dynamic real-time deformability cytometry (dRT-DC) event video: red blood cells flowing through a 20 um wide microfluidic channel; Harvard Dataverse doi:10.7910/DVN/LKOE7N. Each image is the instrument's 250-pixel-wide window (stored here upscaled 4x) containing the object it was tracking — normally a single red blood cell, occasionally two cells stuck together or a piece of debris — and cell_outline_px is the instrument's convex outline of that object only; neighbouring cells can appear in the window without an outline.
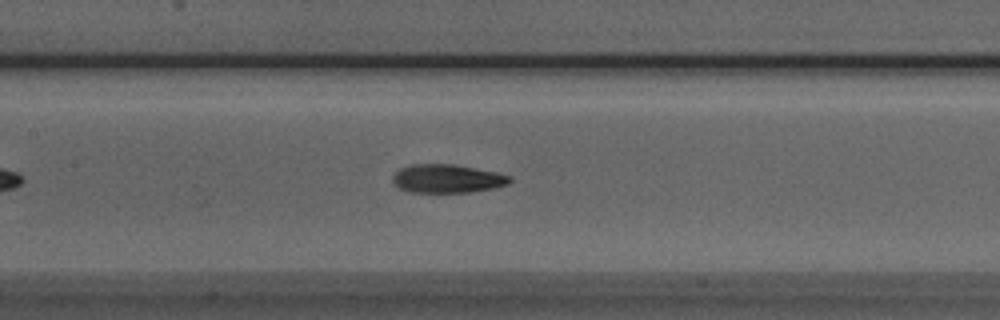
{"species": "Egyptian fruit bat (a non-hibernating species)", "species_latin": "Rousettus aegyptiacus", "temperature_condition": "room temperature", "stored_images_in_passage": 28, "camera_frame_rate_fps": 3000, "um_per_image_px": 0.085, "animal": {"sex": "male"}, "frame": {"image": 1, "passage_image": 15, "time_ms": 4.667, "image_size_px": [1000, 320], "cell_outline_px": [[512, 180], [508, 184], [492, 188], [472, 192], [408, 192], [396, 188], [392, 180], [392, 176], [400, 168], [408, 164], [452, 164], [496, 172], [512, 176]], "centroid_in_image_um": [37.97, 15.18], "position_along_channel_um": 169.4, "area_um2": 19.59}}
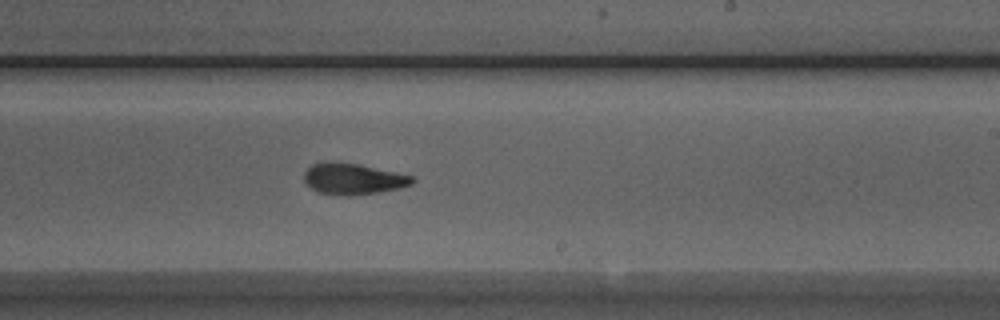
{"frame": {"image": 2, "passage_image": 22, "time_ms": 7.0, "image_size_px": [1000, 320], "cell_outline_px": [[416, 180], [412, 184], [400, 188], [352, 196], [336, 196], [316, 192], [304, 184], [304, 172], [312, 164], [332, 160], [356, 164], [396, 172], [412, 176]], "centroid_in_image_um": [29.95, 15.21], "position_along_channel_um": 259.1, "area_um2": 19.94}}
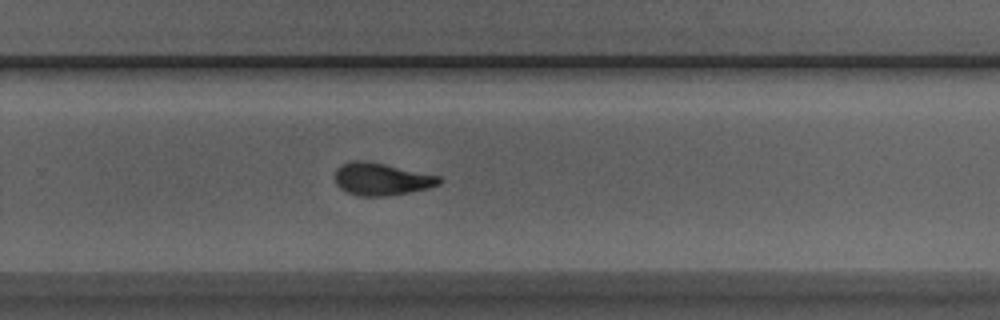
{"frame": {"image": 3, "passage_image": 25, "time_ms": 8.0, "image_size_px": [1000, 320], "cell_outline_px": [[444, 180], [440, 184], [428, 188], [408, 192], [384, 196], [356, 196], [340, 188], [336, 184], [332, 176], [336, 168], [340, 164], [352, 160], [368, 160], [440, 176]], "centroid_in_image_um": [32.37, 15.2], "position_along_channel_um": 297.4, "area_um2": 20.06}}